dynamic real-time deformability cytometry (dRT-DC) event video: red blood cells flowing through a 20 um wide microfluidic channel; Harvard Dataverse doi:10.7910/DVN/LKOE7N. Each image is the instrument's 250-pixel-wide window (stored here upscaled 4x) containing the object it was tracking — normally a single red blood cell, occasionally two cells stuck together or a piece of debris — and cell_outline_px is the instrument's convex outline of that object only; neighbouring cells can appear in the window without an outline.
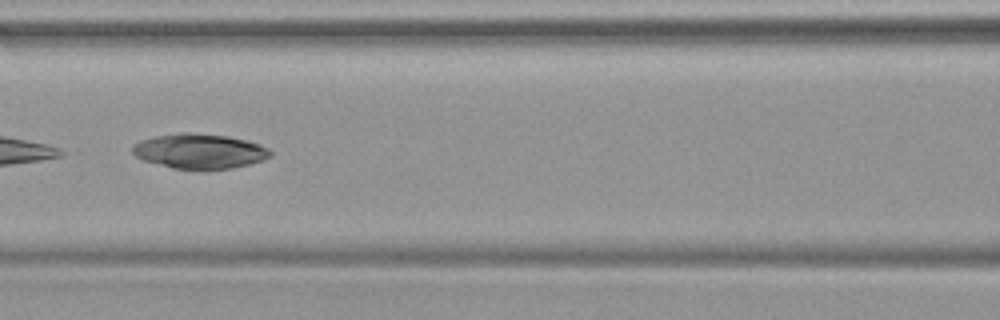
{"species": "common noctule bat (a hibernating species)", "species_latin": "Nyctalus noctula", "temperature_condition": "warm", "stored_images_in_passage": 32, "camera_frame_rate_fps": 3000, "um_per_image_px": 0.085, "animal": {"sex": "female", "body_mass_g": 19.9}, "frame": {"image": 1, "passage_image": 10, "time_ms": 3.0, "image_size_px": [1000, 320], "cell_outline_px": [[272, 156], [264, 160], [232, 168], [172, 168], [144, 160], [136, 156], [132, 152], [132, 144], [140, 140], [152, 136], [180, 132], [188, 132], [228, 136], [248, 140], [260, 144], [268, 148], [272, 152]], "centroid_in_image_um": [16.96, 12.82], "position_along_channel_um": 149.6, "area_um2": 27.98}}
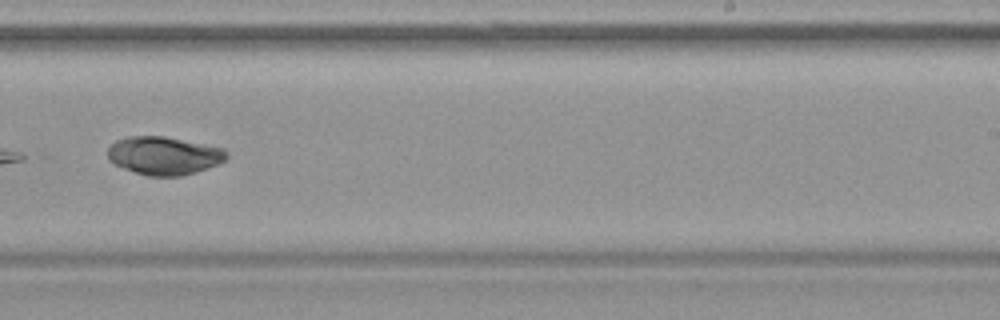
{"frame": {"image": 2, "passage_image": 19, "time_ms": 6.0, "image_size_px": [1000, 320], "cell_outline_px": [[228, 156], [224, 160], [216, 164], [196, 172], [180, 176], [148, 176], [124, 168], [108, 160], [108, 148], [116, 140], [128, 136], [164, 136], [224, 148], [228, 152]], "centroid_in_image_um": [13.93, 13.22], "position_along_channel_um": 275.1, "area_um2": 26.24}}